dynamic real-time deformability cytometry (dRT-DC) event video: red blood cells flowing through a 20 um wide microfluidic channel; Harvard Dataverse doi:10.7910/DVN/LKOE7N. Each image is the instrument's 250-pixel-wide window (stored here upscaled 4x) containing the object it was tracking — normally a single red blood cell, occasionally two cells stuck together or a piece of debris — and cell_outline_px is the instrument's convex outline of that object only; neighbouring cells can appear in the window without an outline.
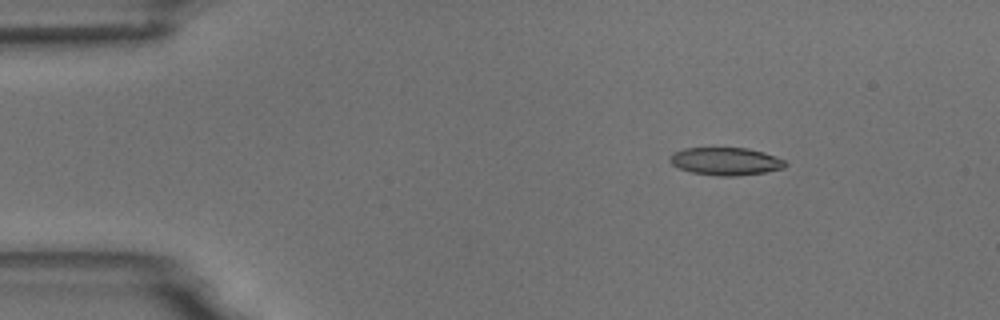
{"species": "common noctule bat (a hibernating species)", "species_latin": "Nyctalus noctula", "temperature_condition": "room temperature", "stored_images_in_passage": 6, "camera_frame_rate_fps": 3000, "um_per_image_px": 0.085, "animal": {"sex": "male", "body_mass_g": 18.8}, "frame": {"image": 1, "passage_image": 3, "time_ms": 2.333, "image_size_px": [1000, 320], "cell_outline_px": [[788, 164], [784, 168], [764, 172], [736, 176], [716, 176], [692, 172], [680, 168], [672, 164], [668, 160], [672, 152], [684, 148], [748, 148], [764, 152], [776, 156], [784, 160]], "centroid_in_image_um": [61.68, 13.71], "position_along_channel_um": 23.3, "area_um2": 18.73}}